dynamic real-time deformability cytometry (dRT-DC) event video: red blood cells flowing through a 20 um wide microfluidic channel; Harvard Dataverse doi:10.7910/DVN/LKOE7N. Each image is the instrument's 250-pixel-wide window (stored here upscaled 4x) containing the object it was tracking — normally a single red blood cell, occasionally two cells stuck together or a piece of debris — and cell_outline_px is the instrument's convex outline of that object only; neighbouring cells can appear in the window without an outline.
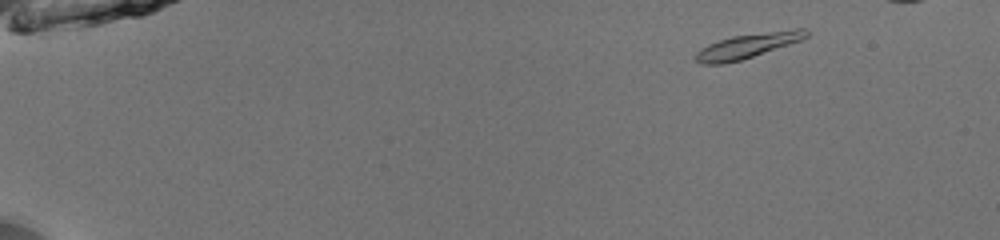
{"species": "common noctule bat (a hibernating species)", "species_latin": "Nyctalus noctula", "temperature_condition": "room temperature", "stored_images_in_passage": 47, "camera_frame_rate_fps": 3000, "um_per_image_px": 0.085, "animal": {"sex": "male", "body_mass_g": 13.0, "forearm_length_mm": 53.1}, "frame": {"image": 1, "passage_image": 3, "time_ms": 0.667, "image_size_px": [1000, 240], "cell_outline_px": [[808, 36], [800, 40], [740, 60], [724, 64], [700, 64], [692, 56], [700, 48], [708, 44], [732, 36], [796, 28], [804, 28], [808, 32]], "centroid_in_image_um": [63.48, 3.89], "position_along_channel_um": 21.5, "area_um2": 15.72}}
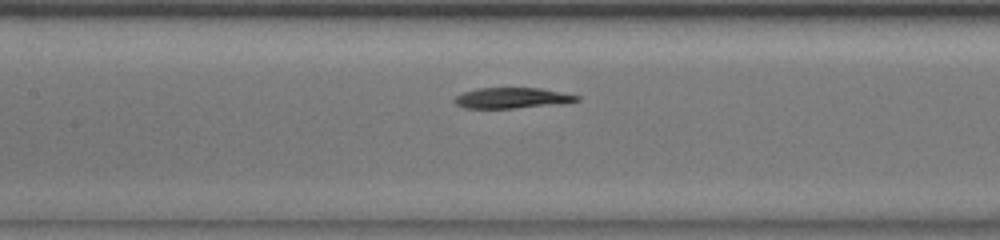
{"frame": {"image": 2, "passage_image": 23, "time_ms": 7.333, "image_size_px": [1000, 240], "cell_outline_px": [[580, 100], [564, 104], [512, 108], [464, 108], [456, 104], [452, 100], [456, 96], [464, 92], [480, 88], [540, 88], [580, 96]], "centroid_in_image_um": [43.54, 8.33], "position_along_channel_um": 163.9, "area_um2": 14.74}}
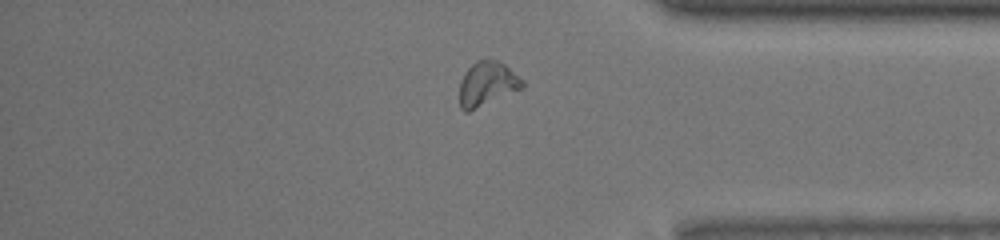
{"frame": {"image": 3, "passage_image": 41, "time_ms": 13.333, "image_size_px": [1000, 240], "cell_outline_px": [[524, 88], [468, 112], [464, 112], [460, 108], [460, 80], [464, 72], [476, 60], [484, 56], [488, 56], [504, 64], [524, 80]], "centroid_in_image_um": [41.4, 7.09], "position_along_channel_um": 393.8, "area_um2": 16.65}}